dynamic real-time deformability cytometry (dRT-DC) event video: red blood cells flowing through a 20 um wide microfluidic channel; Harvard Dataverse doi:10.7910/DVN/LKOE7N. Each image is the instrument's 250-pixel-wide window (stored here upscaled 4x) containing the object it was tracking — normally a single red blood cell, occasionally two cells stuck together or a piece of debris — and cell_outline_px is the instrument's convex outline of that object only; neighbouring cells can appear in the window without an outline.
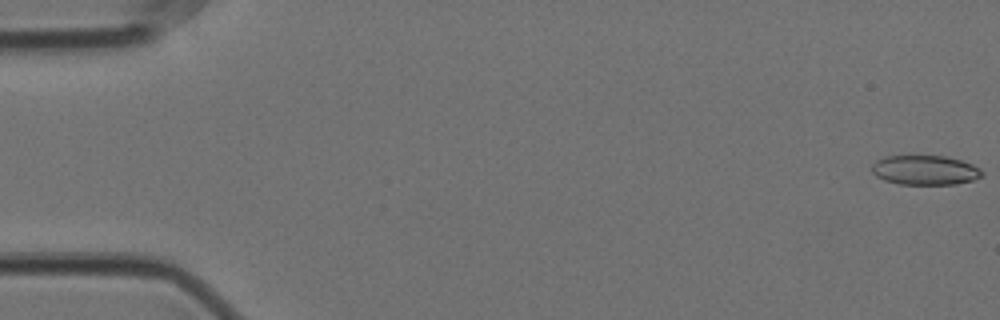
{"species": "Egyptian fruit bat (a non-hibernating species)", "species_latin": "Rousettus aegyptiacus", "temperature_condition": "cold", "stored_images_in_passage": 57, "camera_frame_rate_fps": 3000, "um_per_image_px": 0.085, "animal": {"sex": "female"}, "frame": {"image": 1, "passage_image": 1, "time_ms": 0.0, "image_size_px": [1000, 320], "cell_outline_px": [[984, 176], [972, 180], [956, 184], [900, 184], [884, 180], [876, 176], [872, 172], [872, 164], [876, 160], [884, 156], [944, 156], [960, 160], [972, 164], [980, 168], [984, 172]], "centroid_in_image_um": [78.63, 14.46], "position_along_channel_um": 6.4, "area_um2": 19.02}}
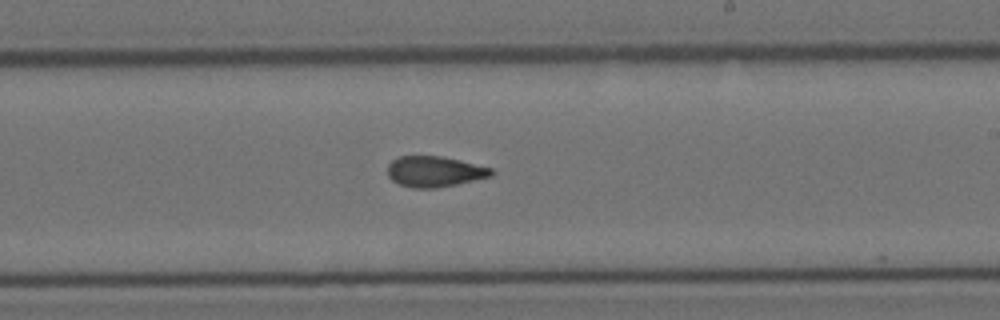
{"frame": {"image": 2, "passage_image": 34, "time_ms": 11.0, "image_size_px": [1000, 320], "cell_outline_px": [[496, 172], [492, 176], [456, 184], [436, 188], [412, 188], [400, 184], [392, 180], [388, 176], [388, 164], [392, 160], [400, 156], [440, 156], [460, 160], [492, 168]], "centroid_in_image_um": [36.95, 14.58], "position_along_channel_um": 252.1, "area_um2": 18.55}}
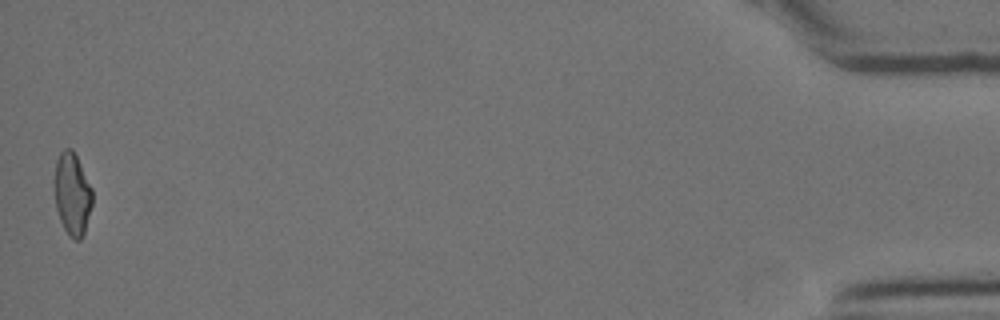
{"frame": {"image": 3, "passage_image": 57, "time_ms": 18.667, "image_size_px": [1000, 320], "cell_outline_px": [[92, 204], [84, 236], [80, 240], [72, 240], [68, 236], [60, 220], [56, 208], [52, 180], [56, 160], [60, 152], [64, 148], [72, 148], [92, 188]], "centroid_in_image_um": [6.11, 16.5], "position_along_channel_um": 429.1, "area_um2": 18.73}, "authors_computed_cell_mechanics": {"area_um2": 19.0162, "velocity_mm_per_s": 3.5421, "shape_relaxation_time_tau1_ms": 8.4285, "shape_relaxation_time_tau2_ms": 2.7818, "deformation_change_tau1": 0.1908, "deformation_change_tau2": 0.101}}